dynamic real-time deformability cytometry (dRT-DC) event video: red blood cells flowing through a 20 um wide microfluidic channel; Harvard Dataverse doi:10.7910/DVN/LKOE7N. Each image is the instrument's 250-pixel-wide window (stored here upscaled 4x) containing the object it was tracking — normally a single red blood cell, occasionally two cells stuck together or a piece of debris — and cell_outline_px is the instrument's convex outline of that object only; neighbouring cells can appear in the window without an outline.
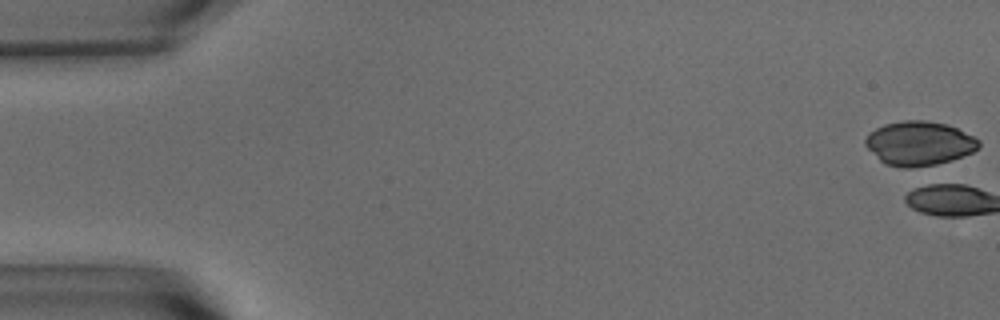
{"species": "common noctule bat (a hibernating species)", "species_latin": "Nyctalus noctula", "temperature_condition": "warm", "stored_images_in_passage": 1, "camera_frame_rate_fps": 3000, "um_per_image_px": 0.085, "animal": {"sex": "male", "body_mass_g": 15.6}, "frame": {"image": 1, "passage_image": 1, "time_ms": 0.0, "image_size_px": [1000, 320], "cell_outline_px": [[980, 144], [972, 152], [952, 160], [928, 168], [900, 168], [884, 164], [864, 144], [864, 140], [868, 132], [884, 124], [900, 120], [924, 120], [948, 124], [980, 140]], "centroid_in_image_um": [78.1, 12.2], "position_along_channel_um": 6.9, "area_um2": 29.65}}